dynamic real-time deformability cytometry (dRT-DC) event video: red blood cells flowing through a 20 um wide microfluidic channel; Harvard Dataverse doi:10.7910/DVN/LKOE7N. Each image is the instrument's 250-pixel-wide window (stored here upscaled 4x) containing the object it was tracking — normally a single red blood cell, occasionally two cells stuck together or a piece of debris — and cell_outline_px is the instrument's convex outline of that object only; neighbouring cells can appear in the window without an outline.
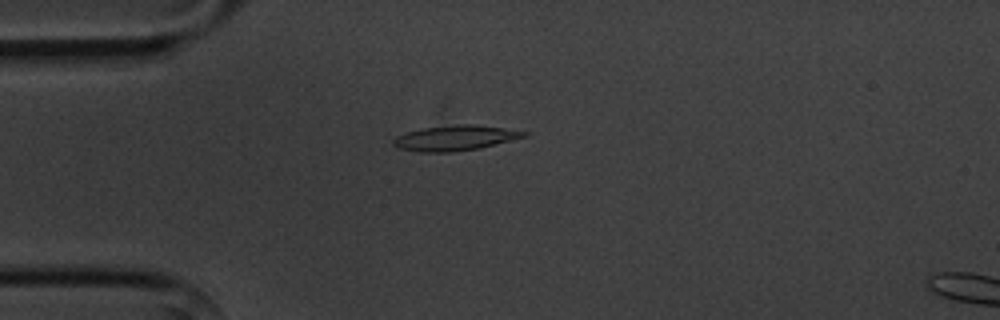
{"species": "common noctule bat (a hibernating species)", "species_latin": "Nyctalus noctula", "temperature_condition": "cold", "stored_images_in_passage": 2, "camera_frame_rate_fps": 3000, "um_per_image_px": 0.085, "animal": {"sex": "male", "body_mass_g": 20.1, "forearm_length_mm": 53.5}, "frame": {"image": 1, "passage_image": 1, "time_ms": 0.0, "image_size_px": [1000, 320], "cell_outline_px": [[528, 132], [524, 136], [476, 148], [452, 152], [420, 152], [396, 148], [392, 144], [392, 140], [396, 136], [420, 128], [460, 124], [476, 124]], "centroid_in_image_um": [38.55, 11.72], "position_along_channel_um": 46.4, "area_um2": 18.79}}